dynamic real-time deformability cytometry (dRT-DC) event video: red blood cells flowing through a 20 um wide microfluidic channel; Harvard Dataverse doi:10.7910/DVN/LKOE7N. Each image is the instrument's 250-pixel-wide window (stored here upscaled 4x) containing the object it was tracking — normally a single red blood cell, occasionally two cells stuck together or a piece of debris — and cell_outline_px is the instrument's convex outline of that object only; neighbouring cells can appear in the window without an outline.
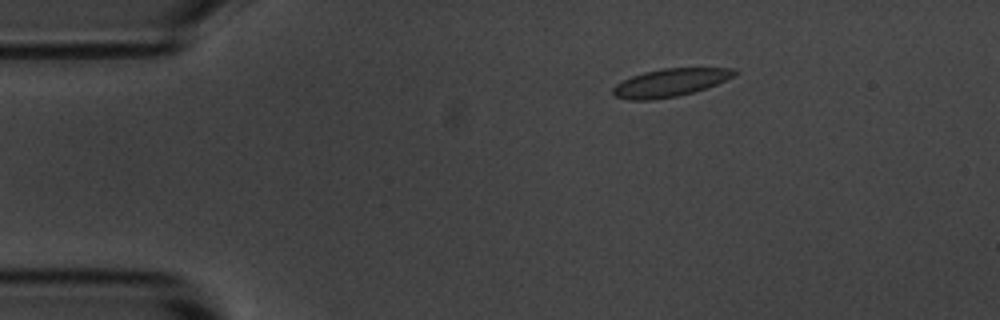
{"species": "common noctule bat (a hibernating species)", "species_latin": "Nyctalus noctula", "temperature_condition": "room temperature", "stored_images_in_passage": 4, "camera_frame_rate_fps": 3000, "um_per_image_px": 0.085, "animal": {"sex": "male", "body_mass_g": 20.1, "forearm_length_mm": 53.5}, "frame": {"image": 1, "passage_image": 4, "time_ms": 3.333, "image_size_px": [1000, 320], "cell_outline_px": [[740, 72], [716, 84], [692, 92], [676, 96], [648, 100], [628, 100], [616, 96], [612, 92], [612, 88], [616, 84], [632, 76], [644, 72], [664, 68], [736, 68]], "centroid_in_image_um": [56.95, 7.01], "position_along_channel_um": 28.0, "area_um2": 19.48}}